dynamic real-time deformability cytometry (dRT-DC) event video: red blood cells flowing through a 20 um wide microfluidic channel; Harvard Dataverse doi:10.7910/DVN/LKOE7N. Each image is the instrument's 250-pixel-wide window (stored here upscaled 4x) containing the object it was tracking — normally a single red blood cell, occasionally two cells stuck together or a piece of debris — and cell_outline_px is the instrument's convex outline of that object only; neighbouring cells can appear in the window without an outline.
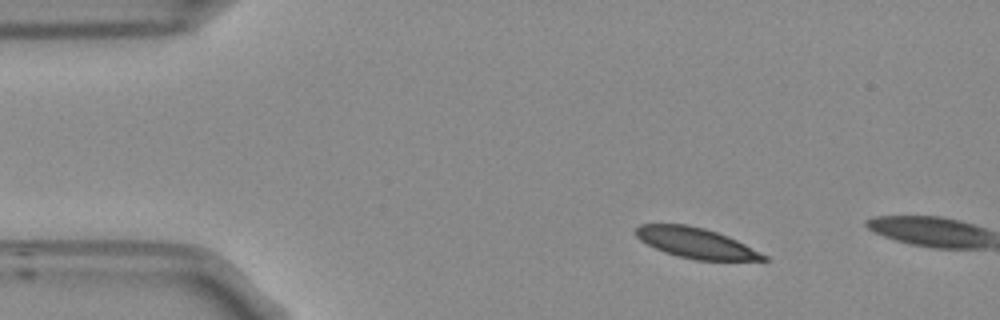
{"species": "Egyptian fruit bat (a non-hibernating species)", "species_latin": "Rousettus aegyptiacus", "temperature_condition": "room temperature", "stored_images_in_passage": 3, "camera_frame_rate_fps": 3000, "um_per_image_px": 0.085, "frame": {"image": 1, "passage_image": 1, "time_ms": 0.0, "image_size_px": [1000, 320], "cell_outline_px": [[768, 260], [696, 260], [676, 256], [664, 252], [640, 240], [636, 236], [636, 228], [640, 224], [684, 224], [704, 228], [728, 236], [768, 256]], "centroid_in_image_um": [59.14, 20.65], "position_along_channel_um": 25.9, "area_um2": 22.37}}